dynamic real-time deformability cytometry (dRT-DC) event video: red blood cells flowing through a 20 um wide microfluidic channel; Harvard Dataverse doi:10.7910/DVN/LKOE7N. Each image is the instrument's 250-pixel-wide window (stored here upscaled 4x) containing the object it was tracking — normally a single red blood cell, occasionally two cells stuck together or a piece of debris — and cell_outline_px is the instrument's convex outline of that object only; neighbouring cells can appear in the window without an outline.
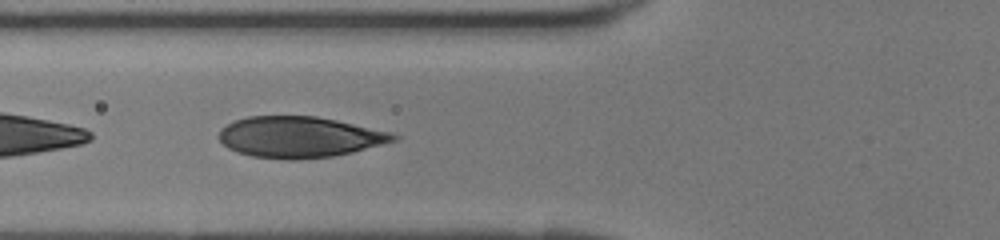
{"species": "human", "species_latin": "Homo sapiens", "temperature_condition": "room temperature", "stored_images_in_passage": 42, "camera_frame_rate_fps": 3000, "um_per_image_px": 0.085, "donor": {"sex": "female"}, "frame": {"image": 1, "passage_image": 16, "time_ms": 5.0, "image_size_px": [1000, 240], "cell_outline_px": [[400, 136], [396, 140], [352, 152], [332, 156], [296, 160], [288, 160], [252, 156], [236, 152], [228, 148], [220, 140], [220, 128], [236, 120], [248, 116], [316, 116], [336, 120], [392, 132]], "centroid_in_image_um": [25.45, 11.65], "position_along_channel_um": 100.4, "area_um2": 41.56}}
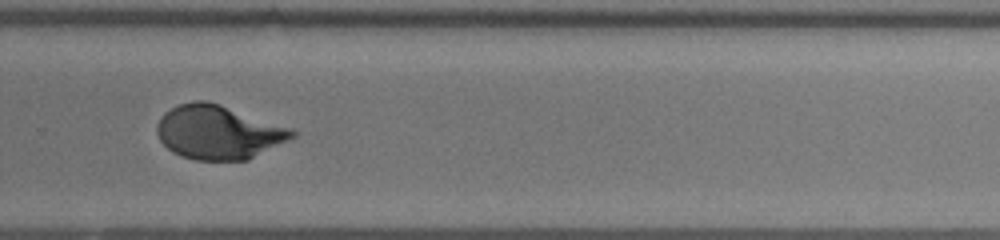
{"frame": {"image": 2, "passage_image": 29, "time_ms": 9.333, "image_size_px": [1000, 240], "cell_outline_px": [[296, 136], [248, 160], [196, 160], [180, 156], [172, 152], [160, 140], [156, 132], [156, 124], [160, 116], [164, 112], [180, 104], [192, 100], [204, 100], [220, 104], [292, 128], [296, 132]], "centroid_in_image_um": [18.54, 11.23], "position_along_channel_um": 311.3, "area_um2": 42.54}}
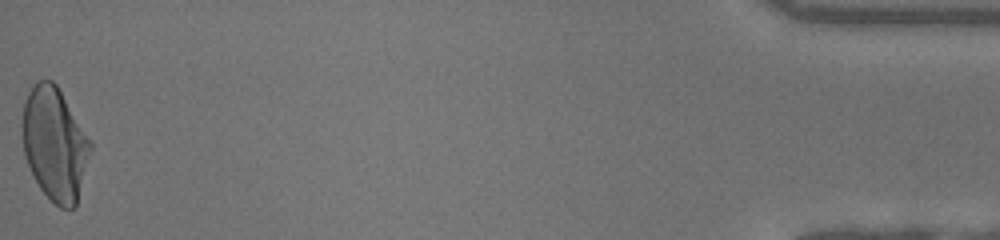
{"frame": {"image": 3, "passage_image": 42, "time_ms": 13.667, "image_size_px": [1000, 240], "cell_outline_px": [[92, 148], [76, 208], [60, 208], [40, 188], [28, 164], [24, 152], [20, 136], [20, 124], [24, 100], [28, 92], [36, 80], [52, 80], [56, 84], [92, 140]], "centroid_in_image_um": [4.64, 12.2], "position_along_channel_um": 430.6, "area_um2": 45.49}}